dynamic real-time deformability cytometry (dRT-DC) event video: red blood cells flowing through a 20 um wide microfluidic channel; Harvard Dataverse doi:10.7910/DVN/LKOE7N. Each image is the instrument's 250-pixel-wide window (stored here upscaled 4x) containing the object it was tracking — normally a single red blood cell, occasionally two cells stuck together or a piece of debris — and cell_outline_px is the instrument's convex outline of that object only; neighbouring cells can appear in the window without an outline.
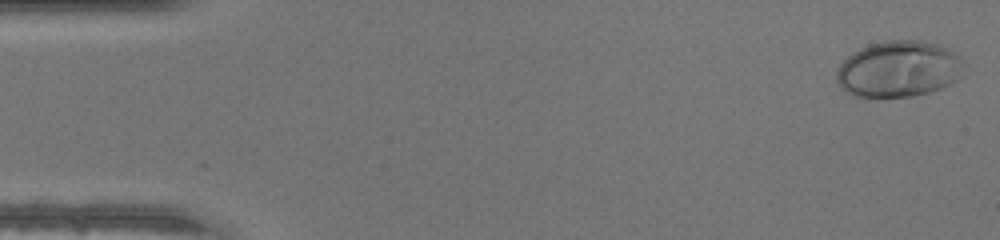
{"species": "human", "species_latin": "Homo sapiens", "temperature_condition": "warm", "stored_images_in_passage": 46, "camera_frame_rate_fps": 3000, "um_per_image_px": 0.085, "donor": {"sex": "male"}, "frame": {"image": 1, "passage_image": 1, "time_ms": 0.0, "image_size_px": [1000, 240], "cell_outline_px": [[964, 64], [956, 80], [940, 88], [928, 92], [912, 96], [868, 100], [844, 92], [836, 84], [836, 68], [852, 52], [868, 44], [884, 40], [920, 40], [936, 44], [948, 48], [960, 56]], "centroid_in_image_um": [76.3, 5.9], "position_along_channel_um": 8.7, "area_um2": 42.6}}
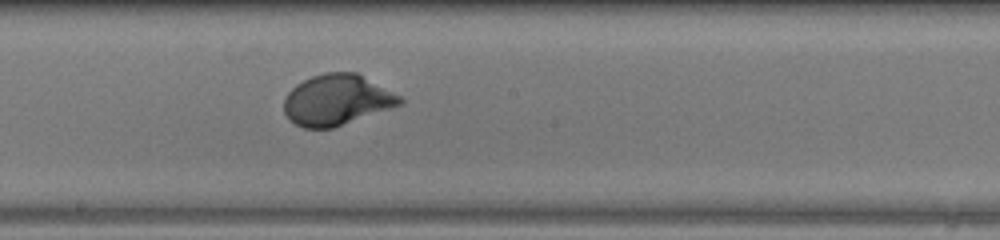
{"frame": {"image": 2, "passage_image": 25, "time_ms": 8.0, "image_size_px": [1000, 240], "cell_outline_px": [[404, 104], [332, 128], [304, 128], [288, 120], [284, 112], [284, 100], [288, 92], [296, 84], [312, 76], [324, 72], [356, 72], [400, 96], [404, 100]], "centroid_in_image_um": [28.62, 8.5], "position_along_channel_um": 219.6, "area_um2": 34.22}}
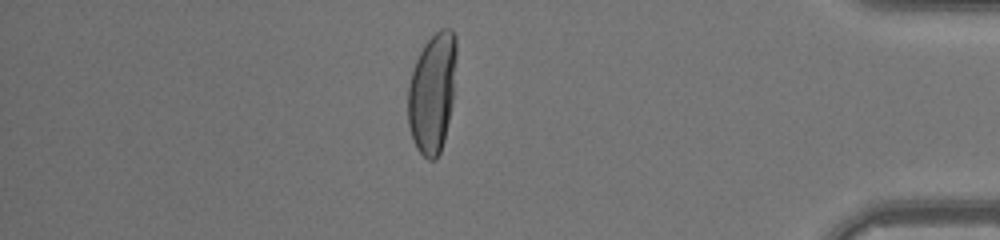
{"frame": {"image": 3, "passage_image": 40, "time_ms": 13.0, "image_size_px": [1000, 240], "cell_outline_px": [[456, 60], [452, 100], [444, 140], [440, 152], [436, 160], [428, 160], [416, 148], [408, 124], [408, 84], [416, 60], [424, 44], [440, 28], [452, 28], [456, 36]], "centroid_in_image_um": [36.74, 7.87], "position_along_channel_um": 398.5, "area_um2": 33.76}}